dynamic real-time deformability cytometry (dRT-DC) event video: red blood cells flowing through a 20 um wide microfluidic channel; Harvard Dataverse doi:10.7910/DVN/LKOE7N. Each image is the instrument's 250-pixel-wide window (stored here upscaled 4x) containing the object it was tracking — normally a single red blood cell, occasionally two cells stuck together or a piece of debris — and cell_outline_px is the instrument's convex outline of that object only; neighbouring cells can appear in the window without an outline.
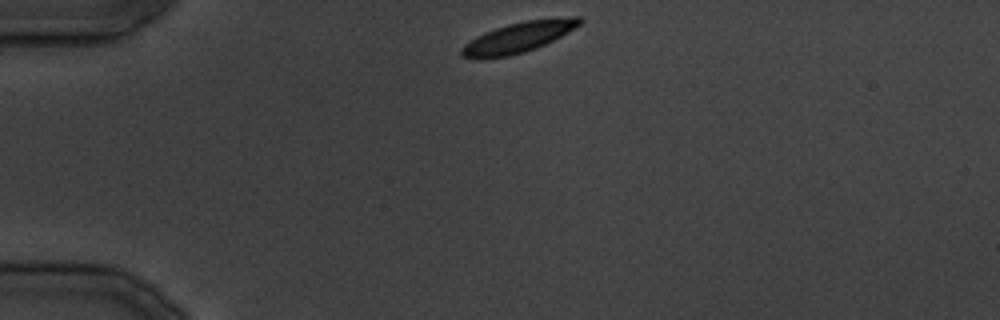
{"species": "common noctule bat (a hibernating species)", "species_latin": "Nyctalus noctula", "temperature_condition": "cold", "stored_images_in_passage": 17, "camera_frame_rate_fps": 3000, "um_per_image_px": 0.085, "animal": {"sex": "male", "body_mass_g": 19.5, "forearm_length_mm": 54.6}, "frame": {"image": 1, "passage_image": 1, "time_ms": 0.0, "image_size_px": [1000, 320], "cell_outline_px": [[584, 20], [580, 24], [568, 32], [536, 48], [524, 52], [508, 56], [480, 60], [476, 60], [464, 56], [460, 52], [460, 48], [464, 44], [476, 36], [496, 28], [508, 24], [524, 20], [572, 16], [580, 16]], "centroid_in_image_um": [44.04, 3.17], "position_along_channel_um": 41.0, "area_um2": 21.04}}
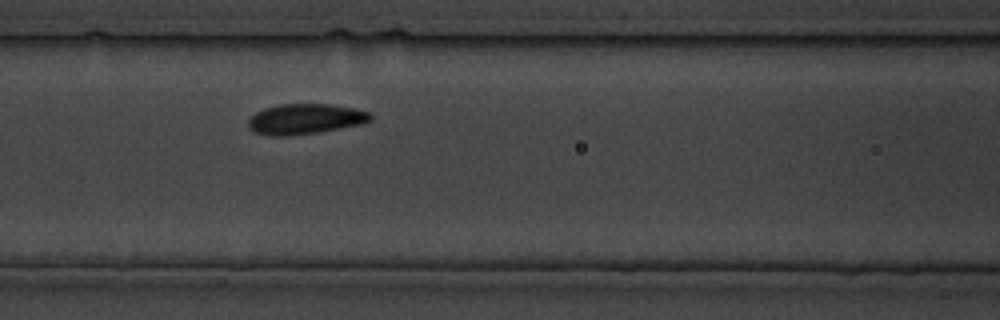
{"frame": {"image": 2, "passage_image": 8, "time_ms": 9.0, "image_size_px": [1000, 320], "cell_outline_px": [[372, 120], [364, 124], [320, 132], [292, 136], [268, 136], [252, 132], [248, 128], [248, 120], [256, 112], [264, 108], [280, 104], [332, 104], [352, 108], [368, 112], [372, 116]], "centroid_in_image_um": [25.92, 10.13], "position_along_channel_um": 140.7, "area_um2": 21.96}}
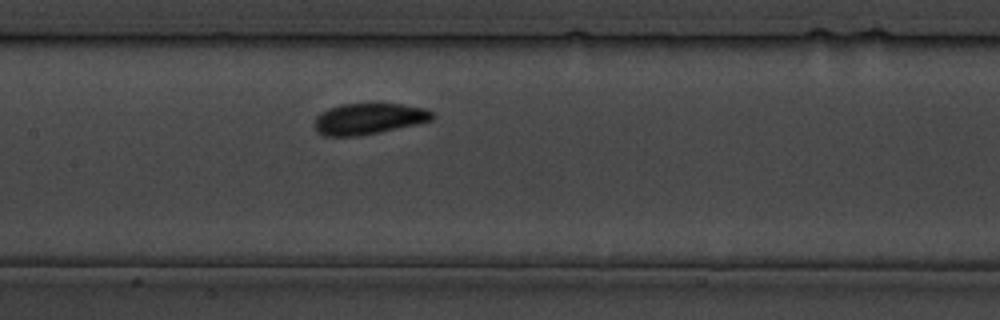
{"frame": {"image": 3, "passage_image": 10, "time_ms": 11.333, "image_size_px": [1000, 320], "cell_outline_px": [[436, 116], [432, 120], [420, 124], [380, 132], [356, 136], [324, 136], [316, 132], [316, 116], [328, 108], [344, 104], [400, 104], [424, 108], [432, 112]], "centroid_in_image_um": [31.37, 10.1], "position_along_channel_um": 176.0, "area_um2": 21.33}}